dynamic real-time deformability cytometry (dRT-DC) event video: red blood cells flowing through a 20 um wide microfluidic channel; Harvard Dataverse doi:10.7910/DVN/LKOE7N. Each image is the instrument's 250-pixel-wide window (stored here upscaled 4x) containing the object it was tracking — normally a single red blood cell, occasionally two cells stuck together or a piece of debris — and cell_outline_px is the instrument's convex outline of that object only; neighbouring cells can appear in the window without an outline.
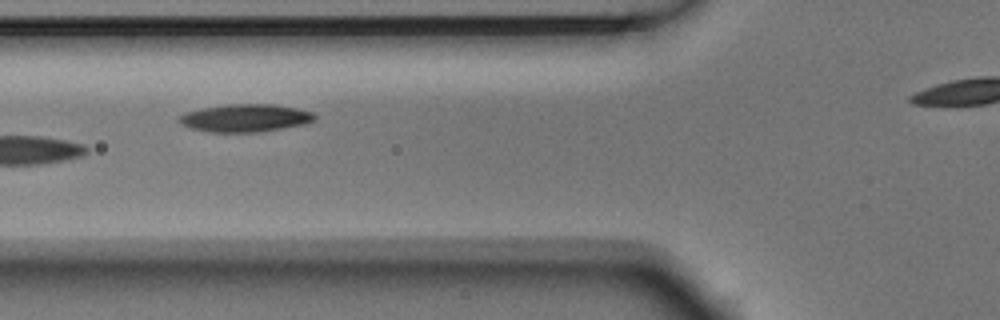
{"species": "Egyptian fruit bat (a non-hibernating species)", "species_latin": "Rousettus aegyptiacus", "temperature_condition": "room temperature", "stored_images_in_passage": 6, "camera_frame_rate_fps": 3000, "um_per_image_px": 0.085, "animal": {"sex": "male"}, "frame": {"image": 1, "passage_image": 5, "time_ms": 1.333, "image_size_px": [1000, 320], "cell_outline_px": [[316, 120], [308, 124], [256, 132], [212, 132], [192, 128], [180, 124], [176, 120], [180, 116], [188, 112], [204, 108], [228, 104], [272, 104], [296, 108], [312, 112], [316, 116]], "centroid_in_image_um": [20.89, 10.03], "position_along_channel_um": 104.9, "area_um2": 21.79}}
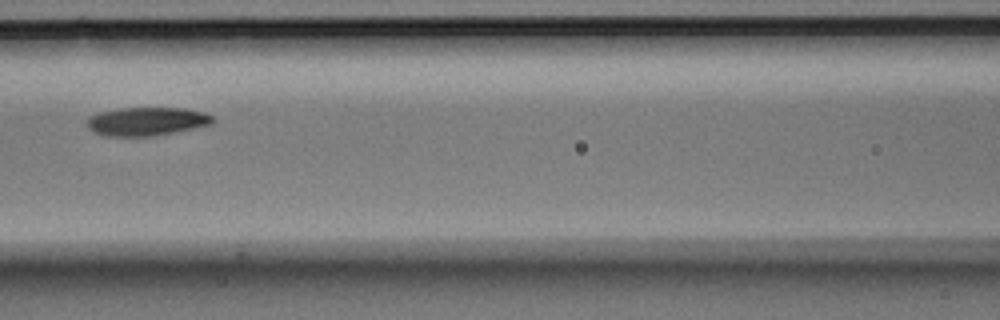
{"frame": {"image": 2, "passage_image": 6, "time_ms": 1.667, "image_size_px": [1000, 320], "cell_outline_px": [[216, 120], [212, 124], [152, 136], [108, 136], [92, 132], [88, 128], [88, 116], [100, 112], [120, 108], [184, 108], [204, 112], [212, 116]], "centroid_in_image_um": [12.46, 10.31], "position_along_channel_um": 154.1, "area_um2": 20.75}}